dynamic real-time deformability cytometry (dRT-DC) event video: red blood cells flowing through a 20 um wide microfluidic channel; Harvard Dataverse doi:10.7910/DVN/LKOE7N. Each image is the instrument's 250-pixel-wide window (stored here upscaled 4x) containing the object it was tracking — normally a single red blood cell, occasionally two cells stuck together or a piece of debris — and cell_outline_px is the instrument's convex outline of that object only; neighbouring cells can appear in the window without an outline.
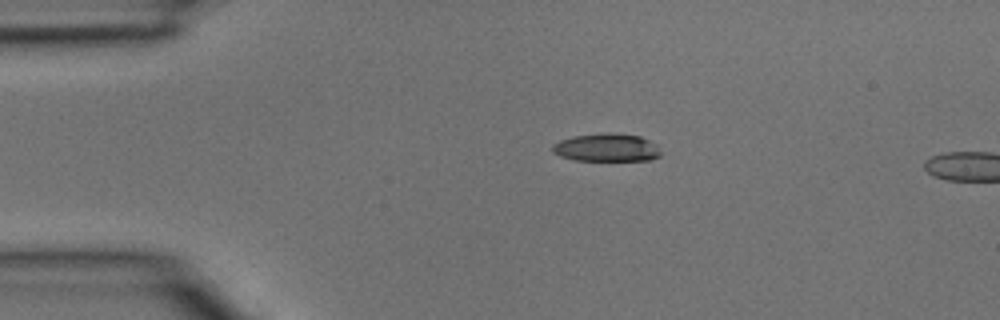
{"species": "common noctule bat (a hibernating species)", "species_latin": "Nyctalus noctula", "temperature_condition": "room temperature", "stored_images_in_passage": 2, "camera_frame_rate_fps": 3000, "um_per_image_px": 0.085, "animal": {"sex": "male", "body_mass_g": 15.6}, "frame": {"image": 1, "passage_image": 1, "time_ms": 0.0, "image_size_px": [1000, 320], "cell_outline_px": [[660, 156], [652, 160], [576, 160], [560, 156], [552, 152], [552, 144], [560, 140], [572, 136], [608, 132], [640, 136], [660, 144]], "centroid_in_image_um": [51.6, 12.53], "position_along_channel_um": 33.4, "area_um2": 17.92}}